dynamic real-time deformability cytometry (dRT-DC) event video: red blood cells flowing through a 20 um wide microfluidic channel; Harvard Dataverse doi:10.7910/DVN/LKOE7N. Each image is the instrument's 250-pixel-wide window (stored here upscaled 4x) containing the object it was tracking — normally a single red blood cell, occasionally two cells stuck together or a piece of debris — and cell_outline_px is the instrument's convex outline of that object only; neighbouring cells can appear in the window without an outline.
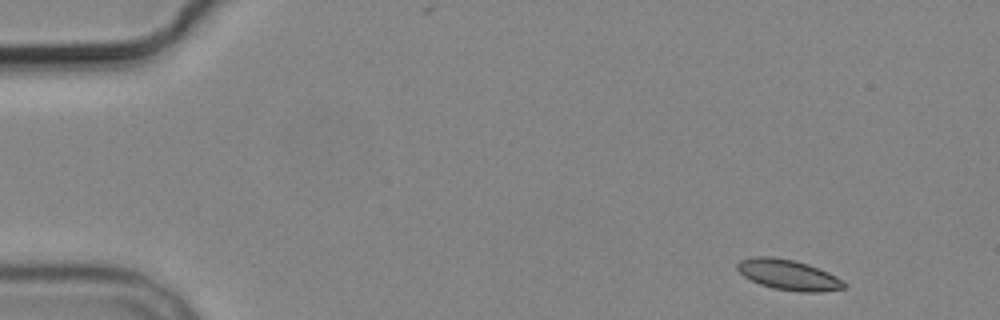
{"species": "common noctule bat (a hibernating species)", "species_latin": "Nyctalus noctula", "temperature_condition": "cold", "stored_images_in_passage": 3, "camera_frame_rate_fps": 3000, "um_per_image_px": 0.085, "animal": {"sex": "male", "body_mass_g": 19.2, "forearm_length_mm": 51.8}, "frame": {"image": 1, "passage_image": 1, "time_ms": 0.0, "image_size_px": [1000, 320], "cell_outline_px": [[848, 284], [844, 288], [820, 292], [800, 292], [772, 288], [760, 284], [744, 276], [736, 268], [736, 264], [740, 260], [756, 256], [772, 256], [792, 260], [808, 264], [828, 272], [844, 280]], "centroid_in_image_um": [67.03, 23.36], "position_along_channel_um": 18.0, "area_um2": 18.96}}